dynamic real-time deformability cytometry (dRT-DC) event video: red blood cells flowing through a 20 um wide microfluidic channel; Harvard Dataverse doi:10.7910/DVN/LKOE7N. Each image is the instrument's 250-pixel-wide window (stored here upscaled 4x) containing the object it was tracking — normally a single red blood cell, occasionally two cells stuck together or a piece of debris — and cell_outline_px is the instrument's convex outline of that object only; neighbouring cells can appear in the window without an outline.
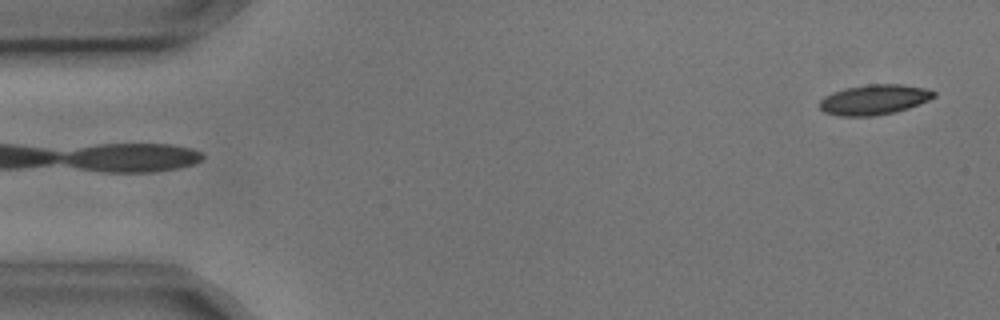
{"species": "common noctule bat (a hibernating species)", "species_latin": "Nyctalus noctula", "temperature_condition": "cold", "stored_images_in_passage": 3, "camera_frame_rate_fps": 3000, "um_per_image_px": 0.085, "animal": {"sex": "male", "body_mass_g": 17.9, "forearm_length_mm": 54.2}, "frame": {"image": 1, "passage_image": 3, "time_ms": 0.667, "image_size_px": [1000, 320], "cell_outline_px": [[936, 96], [928, 100], [908, 108], [896, 112], [872, 116], [840, 116], [824, 112], [816, 104], [824, 96], [832, 92], [848, 88], [868, 84], [900, 84], [924, 88], [936, 92]], "centroid_in_image_um": [74.27, 8.47], "position_along_channel_um": 10.7, "area_um2": 20.06}}